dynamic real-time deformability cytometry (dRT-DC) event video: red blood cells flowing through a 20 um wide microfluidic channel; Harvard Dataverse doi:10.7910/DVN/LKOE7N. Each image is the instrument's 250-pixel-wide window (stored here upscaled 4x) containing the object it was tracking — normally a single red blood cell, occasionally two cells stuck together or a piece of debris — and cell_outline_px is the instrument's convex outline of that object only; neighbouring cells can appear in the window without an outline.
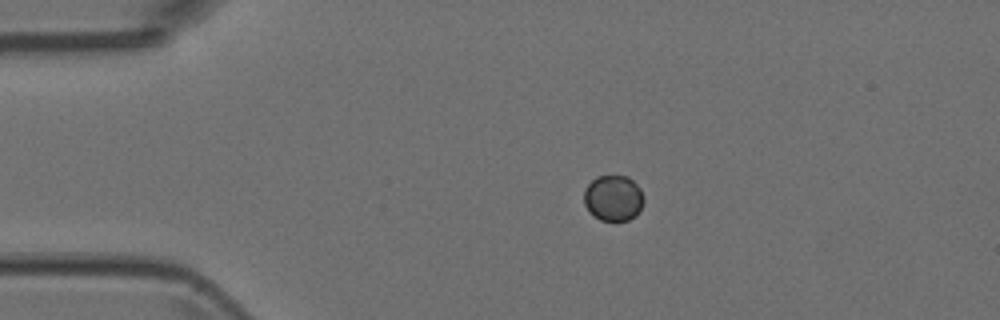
{"species": "Egyptian fruit bat (a non-hibernating species)", "species_latin": "Rousettus aegyptiacus", "temperature_condition": "room temperature", "stored_images_in_passage": 5, "camera_frame_rate_fps": 3000, "um_per_image_px": 0.085, "animal": {"sex": "female"}, "frame": {"image": 1, "passage_image": 3, "time_ms": 0.667, "image_size_px": [1000, 320], "cell_outline_px": [[644, 200], [636, 216], [628, 220], [600, 220], [592, 216], [588, 212], [584, 204], [584, 188], [596, 176], [628, 176], [640, 188], [644, 196]], "centroid_in_image_um": [52.11, 16.84], "position_along_channel_um": 32.9, "area_um2": 16.13}}
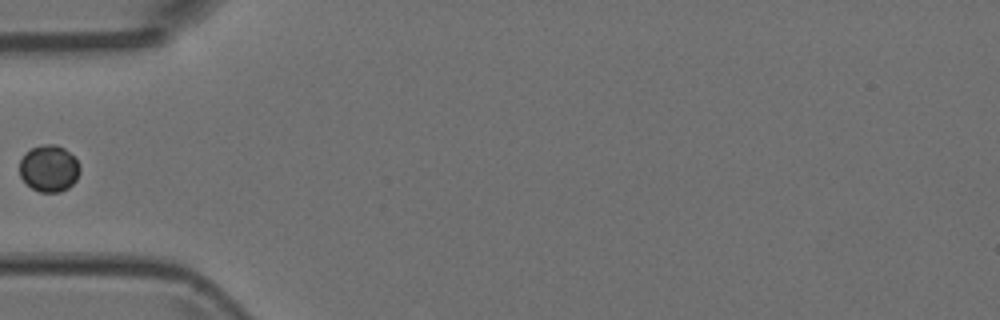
{"frame": {"image": 2, "passage_image": 5, "time_ms": 1.333, "image_size_px": [1000, 320], "cell_outline_px": [[80, 172], [76, 180], [68, 188], [60, 192], [40, 192], [32, 188], [20, 176], [20, 160], [24, 152], [32, 148], [44, 144], [56, 144], [64, 148], [80, 164]], "centroid_in_image_um": [4.17, 14.31], "position_along_channel_um": 80.8, "area_um2": 16.42}}